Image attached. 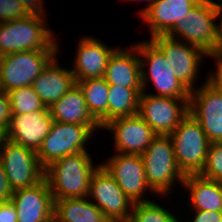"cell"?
Returning a JSON list of instances; mask_svg holds the SVG:
<instances>
[{"label": "cell", "mask_w": 222, "mask_h": 222, "mask_svg": "<svg viewBox=\"0 0 222 222\" xmlns=\"http://www.w3.org/2000/svg\"><path fill=\"white\" fill-rule=\"evenodd\" d=\"M86 198L54 200V216L61 222H107L104 213Z\"/></svg>", "instance_id": "obj_24"}, {"label": "cell", "mask_w": 222, "mask_h": 222, "mask_svg": "<svg viewBox=\"0 0 222 222\" xmlns=\"http://www.w3.org/2000/svg\"><path fill=\"white\" fill-rule=\"evenodd\" d=\"M101 126H84L53 121L50 132L43 139L37 153L38 161L45 169L54 161L70 154L86 151L85 143L94 130Z\"/></svg>", "instance_id": "obj_7"}, {"label": "cell", "mask_w": 222, "mask_h": 222, "mask_svg": "<svg viewBox=\"0 0 222 222\" xmlns=\"http://www.w3.org/2000/svg\"><path fill=\"white\" fill-rule=\"evenodd\" d=\"M0 222H17V211L11 201L0 203Z\"/></svg>", "instance_id": "obj_34"}, {"label": "cell", "mask_w": 222, "mask_h": 222, "mask_svg": "<svg viewBox=\"0 0 222 222\" xmlns=\"http://www.w3.org/2000/svg\"><path fill=\"white\" fill-rule=\"evenodd\" d=\"M9 141L8 128L0 125V149Z\"/></svg>", "instance_id": "obj_38"}, {"label": "cell", "mask_w": 222, "mask_h": 222, "mask_svg": "<svg viewBox=\"0 0 222 222\" xmlns=\"http://www.w3.org/2000/svg\"><path fill=\"white\" fill-rule=\"evenodd\" d=\"M184 188L190 191L191 204L195 211L222 212V183L197 175H186Z\"/></svg>", "instance_id": "obj_23"}, {"label": "cell", "mask_w": 222, "mask_h": 222, "mask_svg": "<svg viewBox=\"0 0 222 222\" xmlns=\"http://www.w3.org/2000/svg\"><path fill=\"white\" fill-rule=\"evenodd\" d=\"M146 180L150 188L160 194H168L174 182L182 185L185 175L181 172L169 135H156L141 155Z\"/></svg>", "instance_id": "obj_3"}, {"label": "cell", "mask_w": 222, "mask_h": 222, "mask_svg": "<svg viewBox=\"0 0 222 222\" xmlns=\"http://www.w3.org/2000/svg\"><path fill=\"white\" fill-rule=\"evenodd\" d=\"M90 157L87 151H81L66 155L45 168L44 178L54 200L88 198L90 178L96 170Z\"/></svg>", "instance_id": "obj_1"}, {"label": "cell", "mask_w": 222, "mask_h": 222, "mask_svg": "<svg viewBox=\"0 0 222 222\" xmlns=\"http://www.w3.org/2000/svg\"><path fill=\"white\" fill-rule=\"evenodd\" d=\"M102 128L114 134L116 150L121 154L142 155L156 136L138 114L114 118Z\"/></svg>", "instance_id": "obj_15"}, {"label": "cell", "mask_w": 222, "mask_h": 222, "mask_svg": "<svg viewBox=\"0 0 222 222\" xmlns=\"http://www.w3.org/2000/svg\"><path fill=\"white\" fill-rule=\"evenodd\" d=\"M221 3L216 2V11L217 17L222 14V0H219ZM222 18V15L221 17ZM221 23L217 25V55H222V19Z\"/></svg>", "instance_id": "obj_37"}, {"label": "cell", "mask_w": 222, "mask_h": 222, "mask_svg": "<svg viewBox=\"0 0 222 222\" xmlns=\"http://www.w3.org/2000/svg\"><path fill=\"white\" fill-rule=\"evenodd\" d=\"M169 136L181 172L185 176L200 174L211 142L198 120L188 113Z\"/></svg>", "instance_id": "obj_4"}, {"label": "cell", "mask_w": 222, "mask_h": 222, "mask_svg": "<svg viewBox=\"0 0 222 222\" xmlns=\"http://www.w3.org/2000/svg\"><path fill=\"white\" fill-rule=\"evenodd\" d=\"M108 220L131 217L134 203L102 165L96 167L89 183V197Z\"/></svg>", "instance_id": "obj_12"}, {"label": "cell", "mask_w": 222, "mask_h": 222, "mask_svg": "<svg viewBox=\"0 0 222 222\" xmlns=\"http://www.w3.org/2000/svg\"><path fill=\"white\" fill-rule=\"evenodd\" d=\"M131 49H117L110 57L103 77L108 85L142 88L140 56L135 46Z\"/></svg>", "instance_id": "obj_21"}, {"label": "cell", "mask_w": 222, "mask_h": 222, "mask_svg": "<svg viewBox=\"0 0 222 222\" xmlns=\"http://www.w3.org/2000/svg\"><path fill=\"white\" fill-rule=\"evenodd\" d=\"M48 222H61L56 216H52L49 220H48Z\"/></svg>", "instance_id": "obj_42"}, {"label": "cell", "mask_w": 222, "mask_h": 222, "mask_svg": "<svg viewBox=\"0 0 222 222\" xmlns=\"http://www.w3.org/2000/svg\"><path fill=\"white\" fill-rule=\"evenodd\" d=\"M188 113L189 98L140 94L138 115L156 135H170Z\"/></svg>", "instance_id": "obj_9"}, {"label": "cell", "mask_w": 222, "mask_h": 222, "mask_svg": "<svg viewBox=\"0 0 222 222\" xmlns=\"http://www.w3.org/2000/svg\"><path fill=\"white\" fill-rule=\"evenodd\" d=\"M150 41L165 55L176 78L190 91L196 89L193 88V84L198 75V66L204 55L209 56V54L196 45L189 43L186 45L167 35L155 36Z\"/></svg>", "instance_id": "obj_11"}, {"label": "cell", "mask_w": 222, "mask_h": 222, "mask_svg": "<svg viewBox=\"0 0 222 222\" xmlns=\"http://www.w3.org/2000/svg\"><path fill=\"white\" fill-rule=\"evenodd\" d=\"M11 106L8 93L0 92V125L9 128L11 121Z\"/></svg>", "instance_id": "obj_31"}, {"label": "cell", "mask_w": 222, "mask_h": 222, "mask_svg": "<svg viewBox=\"0 0 222 222\" xmlns=\"http://www.w3.org/2000/svg\"><path fill=\"white\" fill-rule=\"evenodd\" d=\"M49 110L56 122L100 126L89 113L82 90L77 84L56 101Z\"/></svg>", "instance_id": "obj_22"}, {"label": "cell", "mask_w": 222, "mask_h": 222, "mask_svg": "<svg viewBox=\"0 0 222 222\" xmlns=\"http://www.w3.org/2000/svg\"><path fill=\"white\" fill-rule=\"evenodd\" d=\"M127 1V0H126ZM129 1H131V0H129ZM133 1V0H132ZM135 1H137V0H135ZM138 1H140V0H138ZM142 1V0H141ZM144 1V0H143ZM146 1H148V6L146 7V8H144L143 10H141V12H139V13H143L148 7H150L156 0H146Z\"/></svg>", "instance_id": "obj_40"}, {"label": "cell", "mask_w": 222, "mask_h": 222, "mask_svg": "<svg viewBox=\"0 0 222 222\" xmlns=\"http://www.w3.org/2000/svg\"><path fill=\"white\" fill-rule=\"evenodd\" d=\"M196 214L192 222H220L222 212L216 211H195Z\"/></svg>", "instance_id": "obj_36"}, {"label": "cell", "mask_w": 222, "mask_h": 222, "mask_svg": "<svg viewBox=\"0 0 222 222\" xmlns=\"http://www.w3.org/2000/svg\"><path fill=\"white\" fill-rule=\"evenodd\" d=\"M196 5L192 0H156L140 16L148 23L153 38L165 35Z\"/></svg>", "instance_id": "obj_19"}, {"label": "cell", "mask_w": 222, "mask_h": 222, "mask_svg": "<svg viewBox=\"0 0 222 222\" xmlns=\"http://www.w3.org/2000/svg\"><path fill=\"white\" fill-rule=\"evenodd\" d=\"M58 50L21 51L0 57L3 91L32 86Z\"/></svg>", "instance_id": "obj_8"}, {"label": "cell", "mask_w": 222, "mask_h": 222, "mask_svg": "<svg viewBox=\"0 0 222 222\" xmlns=\"http://www.w3.org/2000/svg\"><path fill=\"white\" fill-rule=\"evenodd\" d=\"M76 84L82 90L89 113L102 128L108 123V83L104 78H89Z\"/></svg>", "instance_id": "obj_25"}, {"label": "cell", "mask_w": 222, "mask_h": 222, "mask_svg": "<svg viewBox=\"0 0 222 222\" xmlns=\"http://www.w3.org/2000/svg\"><path fill=\"white\" fill-rule=\"evenodd\" d=\"M53 121L49 109L12 115L8 128L9 140L37 152Z\"/></svg>", "instance_id": "obj_17"}, {"label": "cell", "mask_w": 222, "mask_h": 222, "mask_svg": "<svg viewBox=\"0 0 222 222\" xmlns=\"http://www.w3.org/2000/svg\"><path fill=\"white\" fill-rule=\"evenodd\" d=\"M7 93L10 100L12 115L28 114L38 110L49 109L34 92L32 86L15 88Z\"/></svg>", "instance_id": "obj_27"}, {"label": "cell", "mask_w": 222, "mask_h": 222, "mask_svg": "<svg viewBox=\"0 0 222 222\" xmlns=\"http://www.w3.org/2000/svg\"><path fill=\"white\" fill-rule=\"evenodd\" d=\"M142 88L109 85L108 122L114 118L138 114Z\"/></svg>", "instance_id": "obj_26"}, {"label": "cell", "mask_w": 222, "mask_h": 222, "mask_svg": "<svg viewBox=\"0 0 222 222\" xmlns=\"http://www.w3.org/2000/svg\"><path fill=\"white\" fill-rule=\"evenodd\" d=\"M28 15L19 0H0V23L22 19Z\"/></svg>", "instance_id": "obj_30"}, {"label": "cell", "mask_w": 222, "mask_h": 222, "mask_svg": "<svg viewBox=\"0 0 222 222\" xmlns=\"http://www.w3.org/2000/svg\"><path fill=\"white\" fill-rule=\"evenodd\" d=\"M196 4H204V3H211L212 0H192Z\"/></svg>", "instance_id": "obj_41"}, {"label": "cell", "mask_w": 222, "mask_h": 222, "mask_svg": "<svg viewBox=\"0 0 222 222\" xmlns=\"http://www.w3.org/2000/svg\"><path fill=\"white\" fill-rule=\"evenodd\" d=\"M216 17V1L197 4L186 14L184 20L175 23L165 35L174 39L178 35L189 44L202 48L209 56L217 55Z\"/></svg>", "instance_id": "obj_6"}, {"label": "cell", "mask_w": 222, "mask_h": 222, "mask_svg": "<svg viewBox=\"0 0 222 222\" xmlns=\"http://www.w3.org/2000/svg\"><path fill=\"white\" fill-rule=\"evenodd\" d=\"M29 15L44 16L42 0H19Z\"/></svg>", "instance_id": "obj_35"}, {"label": "cell", "mask_w": 222, "mask_h": 222, "mask_svg": "<svg viewBox=\"0 0 222 222\" xmlns=\"http://www.w3.org/2000/svg\"><path fill=\"white\" fill-rule=\"evenodd\" d=\"M0 161L13 191L32 187L44 179L45 169L36 151L10 140L0 150Z\"/></svg>", "instance_id": "obj_10"}, {"label": "cell", "mask_w": 222, "mask_h": 222, "mask_svg": "<svg viewBox=\"0 0 222 222\" xmlns=\"http://www.w3.org/2000/svg\"><path fill=\"white\" fill-rule=\"evenodd\" d=\"M112 222H135L132 217L128 218H121V219H114Z\"/></svg>", "instance_id": "obj_39"}, {"label": "cell", "mask_w": 222, "mask_h": 222, "mask_svg": "<svg viewBox=\"0 0 222 222\" xmlns=\"http://www.w3.org/2000/svg\"><path fill=\"white\" fill-rule=\"evenodd\" d=\"M131 217L135 222H180L177 217L153 201L134 203Z\"/></svg>", "instance_id": "obj_28"}, {"label": "cell", "mask_w": 222, "mask_h": 222, "mask_svg": "<svg viewBox=\"0 0 222 222\" xmlns=\"http://www.w3.org/2000/svg\"><path fill=\"white\" fill-rule=\"evenodd\" d=\"M45 17L28 15L0 23V57L21 51L58 50L54 34L46 29Z\"/></svg>", "instance_id": "obj_2"}, {"label": "cell", "mask_w": 222, "mask_h": 222, "mask_svg": "<svg viewBox=\"0 0 222 222\" xmlns=\"http://www.w3.org/2000/svg\"><path fill=\"white\" fill-rule=\"evenodd\" d=\"M3 91V87H2V84H1V67H0V92Z\"/></svg>", "instance_id": "obj_43"}, {"label": "cell", "mask_w": 222, "mask_h": 222, "mask_svg": "<svg viewBox=\"0 0 222 222\" xmlns=\"http://www.w3.org/2000/svg\"><path fill=\"white\" fill-rule=\"evenodd\" d=\"M200 176L222 183V142L210 144Z\"/></svg>", "instance_id": "obj_29"}, {"label": "cell", "mask_w": 222, "mask_h": 222, "mask_svg": "<svg viewBox=\"0 0 222 222\" xmlns=\"http://www.w3.org/2000/svg\"><path fill=\"white\" fill-rule=\"evenodd\" d=\"M210 57H213L216 60V72L209 75V79H207V82L213 86L217 91L222 93V55H210Z\"/></svg>", "instance_id": "obj_32"}, {"label": "cell", "mask_w": 222, "mask_h": 222, "mask_svg": "<svg viewBox=\"0 0 222 222\" xmlns=\"http://www.w3.org/2000/svg\"><path fill=\"white\" fill-rule=\"evenodd\" d=\"M72 73L76 81L89 78H103L108 61L117 50L108 48L95 38L83 37L78 43Z\"/></svg>", "instance_id": "obj_18"}, {"label": "cell", "mask_w": 222, "mask_h": 222, "mask_svg": "<svg viewBox=\"0 0 222 222\" xmlns=\"http://www.w3.org/2000/svg\"><path fill=\"white\" fill-rule=\"evenodd\" d=\"M13 195L8 179L0 161V203L10 201Z\"/></svg>", "instance_id": "obj_33"}, {"label": "cell", "mask_w": 222, "mask_h": 222, "mask_svg": "<svg viewBox=\"0 0 222 222\" xmlns=\"http://www.w3.org/2000/svg\"><path fill=\"white\" fill-rule=\"evenodd\" d=\"M140 56L141 64V84L145 91L147 81H151L156 87L157 94L154 96H163L171 98H190L191 91L179 81L171 64L166 60L165 55L151 42H143L134 45ZM142 56V57H141ZM149 67V72L145 71V64Z\"/></svg>", "instance_id": "obj_5"}, {"label": "cell", "mask_w": 222, "mask_h": 222, "mask_svg": "<svg viewBox=\"0 0 222 222\" xmlns=\"http://www.w3.org/2000/svg\"><path fill=\"white\" fill-rule=\"evenodd\" d=\"M75 84L76 80L72 71L58 66L54 57L33 80L32 87L45 106L50 108Z\"/></svg>", "instance_id": "obj_20"}, {"label": "cell", "mask_w": 222, "mask_h": 222, "mask_svg": "<svg viewBox=\"0 0 222 222\" xmlns=\"http://www.w3.org/2000/svg\"><path fill=\"white\" fill-rule=\"evenodd\" d=\"M102 166L133 203L150 201L143 199V197L141 199L144 191H153L146 180L141 155L117 153L111 156L108 162L103 163Z\"/></svg>", "instance_id": "obj_13"}, {"label": "cell", "mask_w": 222, "mask_h": 222, "mask_svg": "<svg viewBox=\"0 0 222 222\" xmlns=\"http://www.w3.org/2000/svg\"><path fill=\"white\" fill-rule=\"evenodd\" d=\"M189 113L198 120L211 143L222 142V93L206 81L191 91Z\"/></svg>", "instance_id": "obj_14"}, {"label": "cell", "mask_w": 222, "mask_h": 222, "mask_svg": "<svg viewBox=\"0 0 222 222\" xmlns=\"http://www.w3.org/2000/svg\"><path fill=\"white\" fill-rule=\"evenodd\" d=\"M10 201L17 222H48L54 215V199L45 178L32 187L14 190Z\"/></svg>", "instance_id": "obj_16"}]
</instances>
